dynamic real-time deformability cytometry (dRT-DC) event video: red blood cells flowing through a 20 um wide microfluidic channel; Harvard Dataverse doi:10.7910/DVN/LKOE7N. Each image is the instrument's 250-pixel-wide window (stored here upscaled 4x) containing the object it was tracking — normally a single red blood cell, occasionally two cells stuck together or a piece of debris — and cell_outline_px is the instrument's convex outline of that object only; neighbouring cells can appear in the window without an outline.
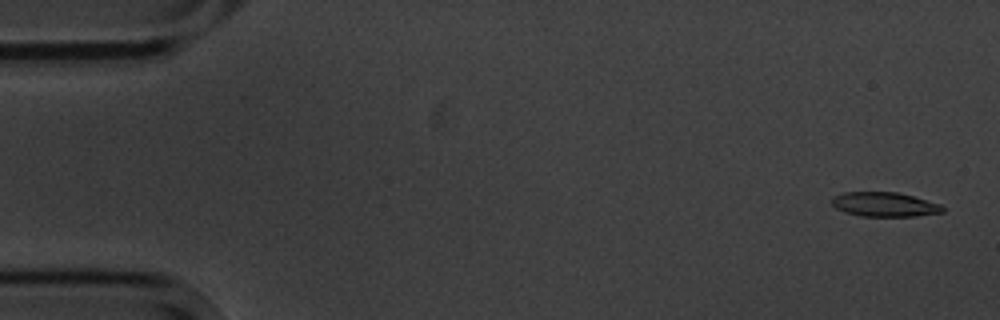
{"species": "common noctule bat (a hibernating species)", "species_latin": "Nyctalus noctula", "temperature_condition": "cold", "stored_images_in_passage": 5, "camera_frame_rate_fps": 3000, "um_per_image_px": 0.085, "animal": {"sex": "male", "body_mass_g": 20.1, "forearm_length_mm": 53.5}, "frame": {"image": 1, "passage_image": 1, "time_ms": 0.0, "image_size_px": [1000, 320], "cell_outline_px": [[944, 212], [916, 216], [860, 216], [844, 212], [836, 208], [832, 204], [832, 200], [836, 196], [844, 192], [896, 192], [912, 196], [940, 204], [944, 208]], "centroid_in_image_um": [75.19, 17.38], "position_along_channel_um": 9.8, "area_um2": 15.61}}
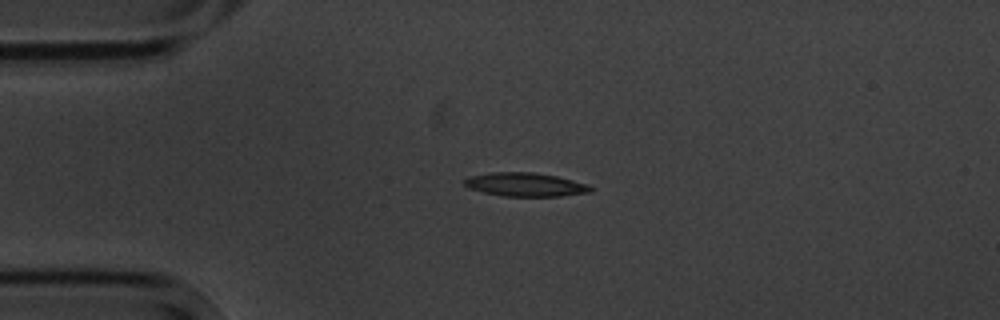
{"frame": {"image": 2, "passage_image": 4, "time_ms": 3.667, "image_size_px": [1000, 320], "cell_outline_px": [[592, 192], [560, 196], [504, 196], [484, 192], [468, 188], [464, 184], [464, 180], [468, 176], [492, 172], [532, 172], [556, 176], [588, 184], [592, 188]], "centroid_in_image_um": [44.64, 15.68], "position_along_channel_um": 40.4, "area_um2": 17.34}}